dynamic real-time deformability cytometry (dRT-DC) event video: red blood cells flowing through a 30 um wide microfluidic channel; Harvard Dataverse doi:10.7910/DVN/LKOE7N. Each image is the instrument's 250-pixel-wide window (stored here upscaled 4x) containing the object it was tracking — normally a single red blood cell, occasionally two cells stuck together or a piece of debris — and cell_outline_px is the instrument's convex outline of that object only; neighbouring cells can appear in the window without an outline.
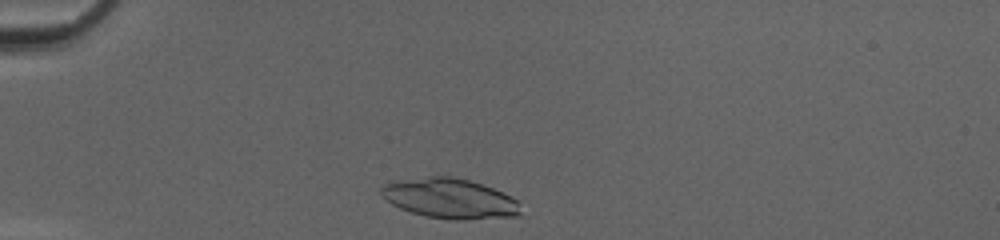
{"species": "common noctule bat (a hibernating species)", "species_latin": "Nyctalus noctula", "temperature_condition": "cold", "stored_images_in_passage": 30, "camera_frame_rate_fps": 3000, "um_per_image_px": 0.085, "animal": {"sex": "female", "body_mass_g": 20.0, "forearm_length_mm": 54.0}, "frame": {"image": 1, "passage_image": 2, "time_ms": 0.333, "image_size_px": [1000, 240], "cell_outline_px": [[520, 216], [464, 220], [452, 220], [424, 216], [400, 208], [392, 204], [380, 196], [380, 188], [384, 184], [428, 176], [452, 176], [484, 184], [512, 196], [516, 200], [520, 212]], "centroid_in_image_um": [38.25, 16.88], "position_along_channel_um": 46.8, "area_um2": 32.54}}
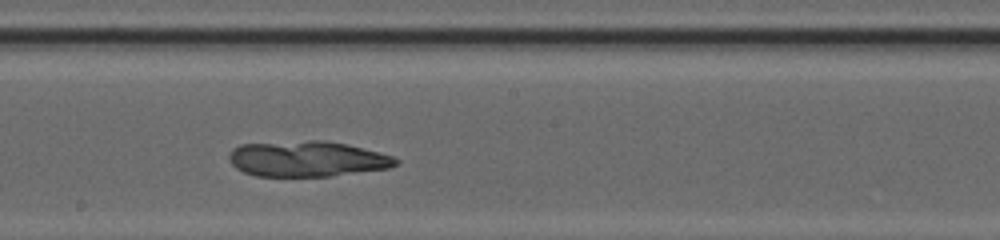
{"frame": {"image": 2, "passage_image": 17, "time_ms": 5.333, "image_size_px": [1000, 240], "cell_outline_px": [[400, 160], [396, 164], [388, 168], [332, 176], [256, 176], [244, 172], [236, 168], [228, 160], [228, 152], [232, 148], [240, 144], [308, 140], [324, 140], [348, 144], [380, 152], [392, 156]], "centroid_in_image_um": [26.08, 13.49], "position_along_channel_um": 222.1, "area_um2": 34.85}}
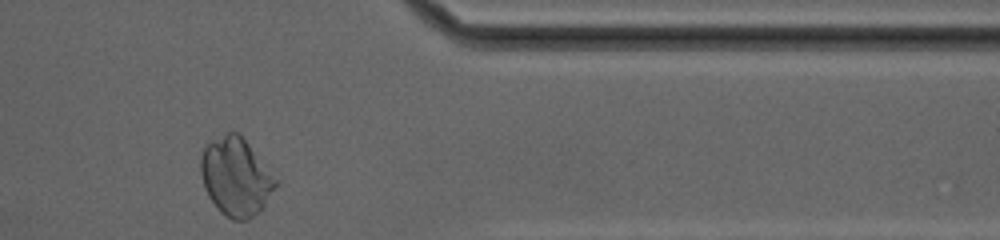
{"frame": {"image": 3, "passage_image": 30, "time_ms": 9.667, "image_size_px": [1000, 240], "cell_outline_px": [[280, 180], [264, 208], [248, 220], [232, 220], [224, 216], [220, 212], [208, 196], [204, 188], [200, 172], [200, 156], [204, 148], [208, 144], [224, 132], [236, 132], [248, 144]], "centroid_in_image_um": [20.06, 15.06], "position_along_channel_um": 391.3, "area_um2": 34.39}}